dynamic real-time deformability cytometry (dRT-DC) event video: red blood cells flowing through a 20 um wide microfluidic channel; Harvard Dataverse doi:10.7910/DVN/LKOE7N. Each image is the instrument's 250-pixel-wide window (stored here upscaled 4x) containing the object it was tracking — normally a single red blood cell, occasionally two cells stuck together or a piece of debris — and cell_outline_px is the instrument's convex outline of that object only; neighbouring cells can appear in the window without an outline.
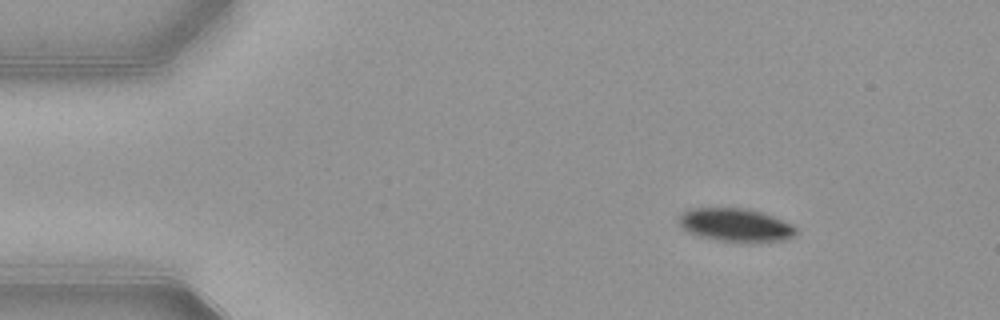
{"species": "common noctule bat (a hibernating species)", "species_latin": "Nyctalus noctula", "temperature_condition": "warm", "stored_images_in_passage": 47, "camera_frame_rate_fps": 3000, "um_per_image_px": 0.085, "animal": {"sex": "female", "body_mass_g": 21.9}, "frame": {"image": 1, "passage_image": 1, "time_ms": 0.0, "image_size_px": [1000, 320], "cell_outline_px": [[796, 232], [792, 236], [784, 240], [752, 244], [716, 240], [700, 236], [688, 232], [680, 224], [680, 212], [688, 208], [744, 208], [760, 212], [772, 216], [792, 224], [796, 228]], "centroid_in_image_um": [62.53, 19.15], "position_along_channel_um": 22.5, "area_um2": 22.95}}
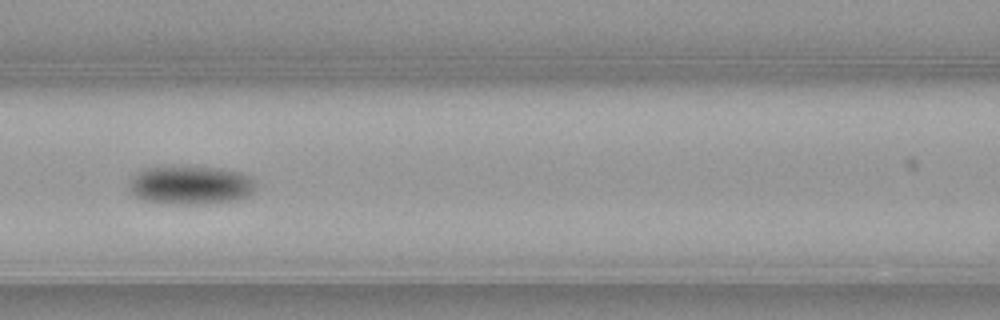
{"frame": {"image": 2, "passage_image": 17, "time_ms": 5.333, "image_size_px": [1000, 320], "cell_outline_px": [[256, 184], [252, 192], [248, 196], [236, 200], [204, 204], [172, 204], [144, 200], [136, 196], [132, 192], [128, 184], [144, 168], [216, 168], [240, 172], [248, 176]], "centroid_in_image_um": [16.24, 15.77], "position_along_channel_um": 150.4, "area_um2": 27.74}}
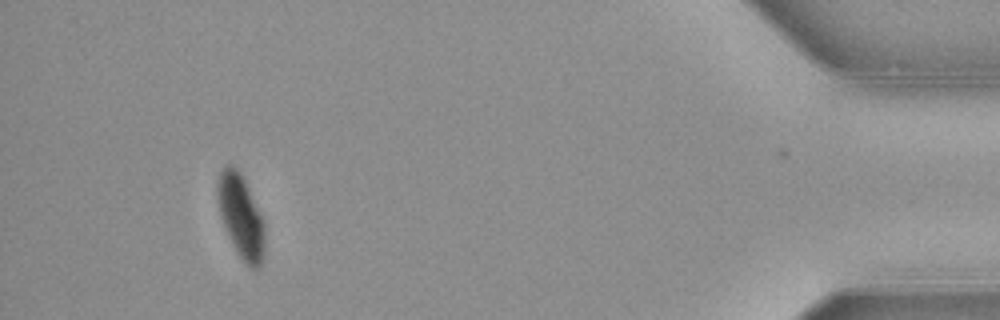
{"frame": {"image": 3, "passage_image": 43, "time_ms": 14.0, "image_size_px": [1000, 320], "cell_outline_px": [[264, 256], [260, 268], [252, 268], [244, 264], [236, 252], [228, 236], [220, 216], [216, 192], [216, 184], [220, 172], [224, 164], [232, 164], [240, 172], [264, 220]], "centroid_in_image_um": [20.46, 18.4], "position_along_channel_um": 414.7, "area_um2": 23.24}, "authors_computed_cell_mechanics": {"area_um2": 25.6632, "velocity_mm_per_s": 3.8722, "shape_relaxation_time_tau1_ms": 4.4629, "shape_relaxation_time_tau2_ms": null, "deformation_change_tau1": 0.1625, "deformation_change_tau2": null}}